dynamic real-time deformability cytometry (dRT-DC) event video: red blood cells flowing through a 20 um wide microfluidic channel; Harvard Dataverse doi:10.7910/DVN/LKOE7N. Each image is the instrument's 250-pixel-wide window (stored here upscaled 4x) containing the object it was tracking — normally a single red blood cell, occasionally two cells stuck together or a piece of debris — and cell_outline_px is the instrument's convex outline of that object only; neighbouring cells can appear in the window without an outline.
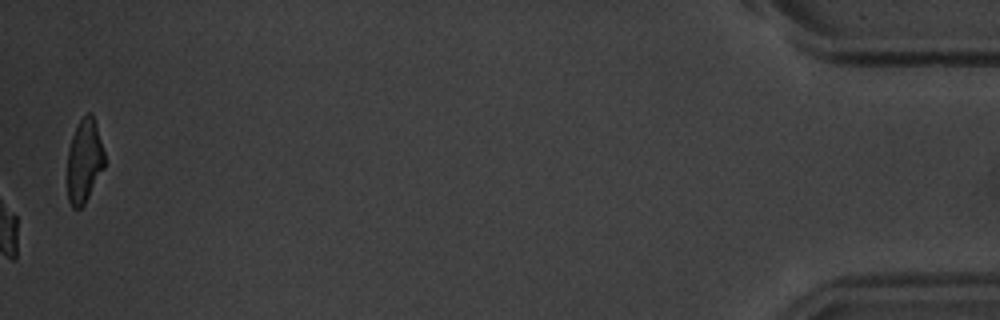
{"species": "common noctule bat (a hibernating species)", "species_latin": "Nyctalus noctula", "temperature_condition": "warm", "stored_images_in_passage": 58, "camera_frame_rate_fps": 3000, "um_per_image_px": 0.085, "animal": {"sex": "male", "body_mass_g": 20.1, "forearm_length_mm": 53.5}, "frame": {"image": 1, "passage_image": 58, "time_ms": 19.0, "image_size_px": [1000, 320], "cell_outline_px": [[104, 168], [84, 204], [80, 208], [72, 208], [68, 200], [68, 152], [72, 136], [80, 120], [88, 112], [92, 112], [96, 124], [104, 152]], "centroid_in_image_um": [7.17, 13.68], "position_along_channel_um": 428.0, "area_um2": 17.86}, "authors_computed_cell_mechanics": {"area_um2": 16.6753, "velocity_mm_per_s": 3.5431, "shape_relaxation_time_tau1_ms": 2.5424, "shape_relaxation_time_tau2_ms": null, "deformation_change_tau1": 0.1515, "deformation_change_tau2": null}}